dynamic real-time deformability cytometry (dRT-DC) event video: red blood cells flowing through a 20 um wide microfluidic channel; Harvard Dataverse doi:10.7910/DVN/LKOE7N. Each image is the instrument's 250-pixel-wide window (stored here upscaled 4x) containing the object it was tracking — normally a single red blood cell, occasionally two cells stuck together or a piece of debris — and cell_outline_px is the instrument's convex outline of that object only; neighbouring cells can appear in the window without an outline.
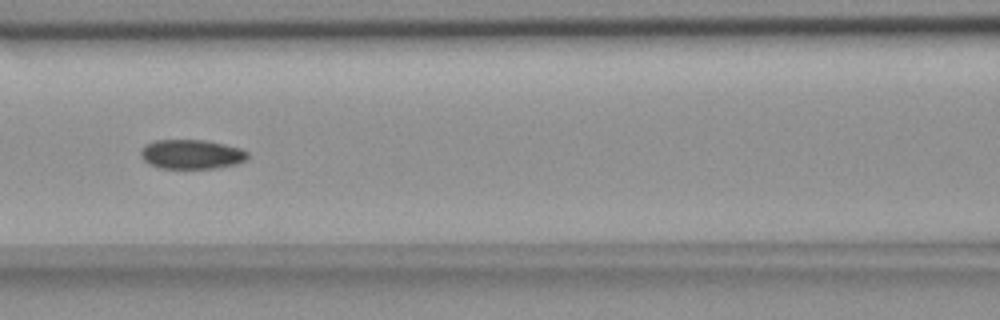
{"species": "common noctule bat (a hibernating species)", "species_latin": "Nyctalus noctula", "temperature_condition": "room temperature", "stored_images_in_passage": 7, "camera_frame_rate_fps": 3000, "um_per_image_px": 0.085, "animal": {"sex": "female", "body_mass_g": 18.4}, "frame": {"image": 1, "passage_image": 6, "time_ms": 1.667, "image_size_px": [1000, 320], "cell_outline_px": [[248, 160], [236, 164], [216, 168], [160, 168], [148, 164], [140, 156], [140, 152], [144, 144], [156, 140], [204, 140], [224, 144], [240, 148], [248, 152]], "centroid_in_image_um": [16.27, 13.11], "position_along_channel_um": 150.3, "area_um2": 18.44}}
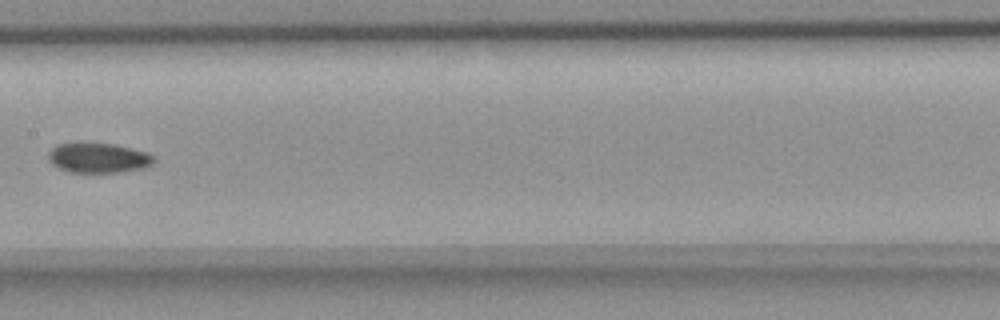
{"frame": {"image": 2, "passage_image": 7, "time_ms": 2.0, "image_size_px": [1000, 320], "cell_outline_px": [[156, 160], [152, 164], [144, 168], [120, 172], [68, 172], [52, 164], [48, 160], [48, 152], [56, 144], [112, 144], [148, 152], [156, 156]], "centroid_in_image_um": [8.39, 13.43], "position_along_channel_um": 199.0, "area_um2": 18.26}}